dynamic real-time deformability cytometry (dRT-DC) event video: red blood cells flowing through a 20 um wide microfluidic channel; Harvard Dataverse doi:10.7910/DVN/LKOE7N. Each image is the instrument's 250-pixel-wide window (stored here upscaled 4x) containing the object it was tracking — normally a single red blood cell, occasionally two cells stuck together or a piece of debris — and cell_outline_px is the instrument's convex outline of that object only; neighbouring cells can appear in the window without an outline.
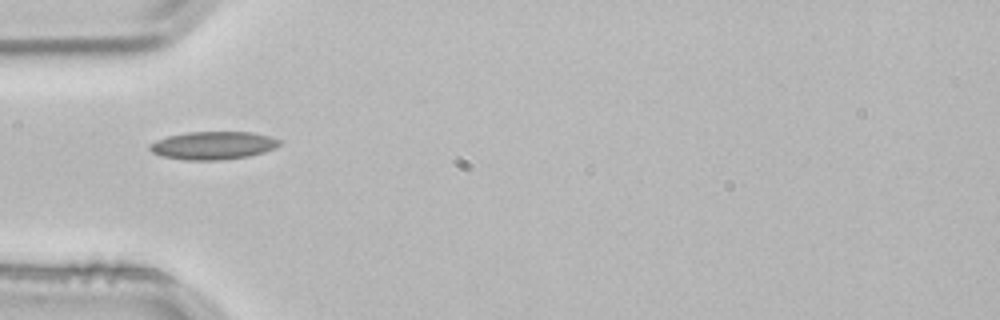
{"species": "common noctule bat (a hibernating species)", "species_latin": "Nyctalus noctula", "temperature_condition": "room temperature", "stored_images_in_passage": 3, "camera_frame_rate_fps": 3000, "um_per_image_px": 0.085, "animal": {"sex": "male", "body_mass_g": 21.5, "forearm_length_mm": 52.0}, "frame": {"image": 1, "passage_image": 3, "time_ms": 0.667, "image_size_px": [1000, 320], "cell_outline_px": [[280, 144], [264, 152], [248, 156], [220, 160], [184, 160], [160, 156], [152, 152], [148, 148], [148, 144], [156, 140], [168, 136], [188, 132], [252, 132], [268, 136], [280, 140]], "centroid_in_image_um": [18.05, 12.37], "position_along_channel_um": 66.9, "area_um2": 21.1}}